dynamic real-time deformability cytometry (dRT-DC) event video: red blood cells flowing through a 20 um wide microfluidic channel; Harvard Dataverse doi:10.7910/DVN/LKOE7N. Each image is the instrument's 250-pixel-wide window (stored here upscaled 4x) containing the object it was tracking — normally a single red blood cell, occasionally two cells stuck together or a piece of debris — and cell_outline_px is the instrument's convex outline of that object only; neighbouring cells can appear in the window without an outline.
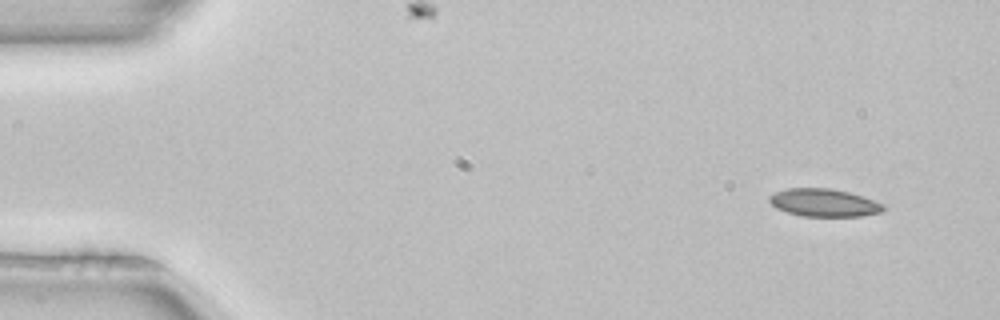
{"species": "common noctule bat (a hibernating species)", "species_latin": "Nyctalus noctula", "temperature_condition": "room temperature", "stored_images_in_passage": 3, "camera_frame_rate_fps": 3000, "um_per_image_px": 0.085, "animal": {"sex": "female", "body_mass_g": 22.7, "forearm_length_mm": 54.2}, "frame": {"image": 1, "passage_image": 1, "time_ms": 0.0, "image_size_px": [1000, 320], "cell_outline_px": [[884, 208], [880, 212], [860, 216], [800, 216], [776, 208], [768, 200], [768, 196], [776, 192], [788, 188], [832, 188], [848, 192], [884, 204]], "centroid_in_image_um": [69.99, 17.23], "position_along_channel_um": 15.0, "area_um2": 18.26}}